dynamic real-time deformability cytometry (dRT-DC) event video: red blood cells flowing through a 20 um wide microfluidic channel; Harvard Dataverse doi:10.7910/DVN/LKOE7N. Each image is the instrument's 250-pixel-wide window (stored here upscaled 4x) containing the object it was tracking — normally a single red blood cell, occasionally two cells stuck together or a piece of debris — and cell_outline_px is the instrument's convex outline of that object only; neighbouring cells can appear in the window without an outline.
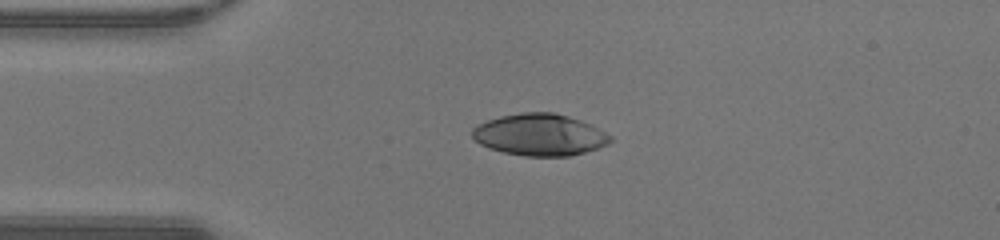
{"species": "human", "species_latin": "Homo sapiens", "temperature_condition": "warm", "stored_images_in_passage": 37, "camera_frame_rate_fps": 3000, "um_per_image_px": 0.085, "donor": {"sex": "male"}, "frame": {"image": 1, "passage_image": 1, "time_ms": 0.0, "image_size_px": [1000, 240], "cell_outline_px": [[612, 140], [608, 144], [584, 152], [568, 156], [524, 156], [504, 152], [488, 148], [480, 144], [472, 136], [472, 128], [476, 124], [500, 116], [520, 112], [552, 112], [568, 116], [592, 124], [612, 136]], "centroid_in_image_um": [45.87, 11.44], "position_along_channel_um": 39.1, "area_um2": 33.7}}
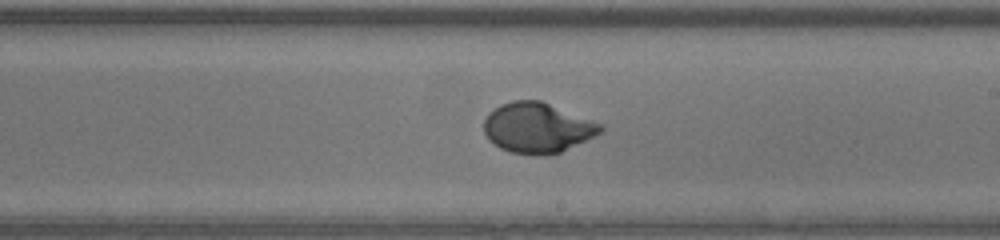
{"frame": {"image": 2, "passage_image": 17, "time_ms": 5.333, "image_size_px": [1000, 240], "cell_outline_px": [[604, 128], [596, 136], [560, 152], [512, 152], [500, 148], [488, 140], [484, 132], [484, 120], [488, 112], [492, 108], [500, 104], [512, 100], [540, 100], [604, 124]], "centroid_in_image_um": [45.67, 10.8], "position_along_channel_um": 243.3, "area_um2": 33.7}}
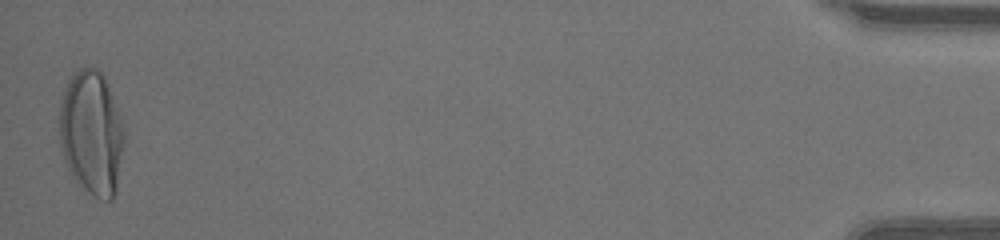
{"frame": {"image": 3, "passage_image": 37, "time_ms": 12.0, "image_size_px": [1000, 240], "cell_outline_px": [[124, 140], [116, 192], [112, 200], [100, 200], [76, 184], [64, 160], [60, 148], [60, 100], [68, 80], [72, 72], [80, 68], [96, 68], [104, 76], [108, 84], [116, 104], [120, 116], [124, 132]], "centroid_in_image_um": [7.77, 11.31], "position_along_channel_um": 427.4, "area_um2": 47.28}, "authors_computed_cell_mechanics": {"area_um2": 34.102, "velocity_mm_per_s": 4.3087, "shape_relaxation_time_tau1_ms": 3.9555, "shape_relaxation_time_tau2_ms": null, "deformation_change_tau1": 0.2604, "deformation_change_tau2": null}}